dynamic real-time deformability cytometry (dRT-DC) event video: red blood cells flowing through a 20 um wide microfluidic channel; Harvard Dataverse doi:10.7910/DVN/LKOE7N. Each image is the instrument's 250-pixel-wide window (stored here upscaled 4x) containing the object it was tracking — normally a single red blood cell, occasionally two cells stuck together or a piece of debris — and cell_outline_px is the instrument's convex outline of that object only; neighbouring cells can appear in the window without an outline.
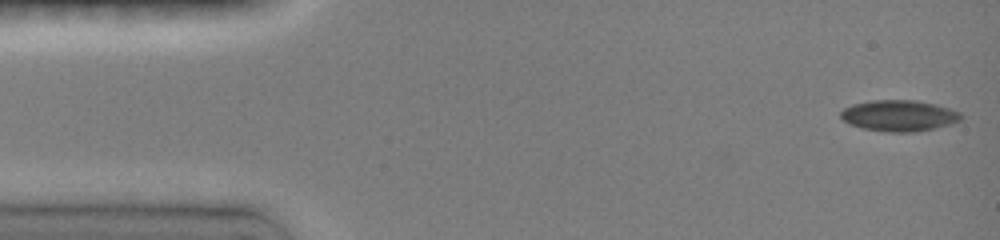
{"species": "common noctule bat (a hibernating species)", "species_latin": "Nyctalus noctula", "temperature_condition": "room temperature", "stored_images_in_passage": 13, "camera_frame_rate_fps": 3000, "um_per_image_px": 0.085, "animal": {"sex": "female", "body_mass_g": 19.0, "forearm_length_mm": 51.5}, "frame": {"image": 1, "passage_image": 1, "time_ms": 0.0, "image_size_px": [1000, 240], "cell_outline_px": [[964, 116], [960, 120], [948, 124], [932, 128], [912, 132], [892, 132], [864, 128], [852, 124], [844, 120], [840, 116], [840, 112], [844, 108], [852, 104], [872, 100], [916, 100], [936, 104], [960, 112]], "centroid_in_image_um": [76.42, 9.81], "position_along_channel_um": 8.6, "area_um2": 21.5}}
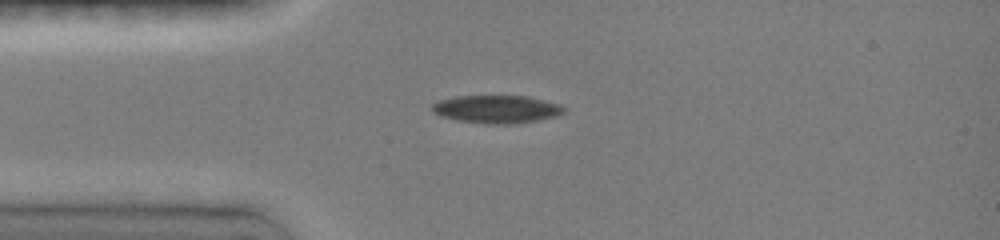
{"frame": {"image": 2, "passage_image": 11, "time_ms": 3.333, "image_size_px": [1000, 240], "cell_outline_px": [[564, 112], [556, 116], [536, 120], [512, 124], [488, 124], [460, 120], [440, 116], [432, 112], [432, 104], [440, 100], [456, 96], [528, 96], [560, 104], [564, 108]], "centroid_in_image_um": [42.21, 9.27], "position_along_channel_um": 42.8, "area_um2": 21.27}}